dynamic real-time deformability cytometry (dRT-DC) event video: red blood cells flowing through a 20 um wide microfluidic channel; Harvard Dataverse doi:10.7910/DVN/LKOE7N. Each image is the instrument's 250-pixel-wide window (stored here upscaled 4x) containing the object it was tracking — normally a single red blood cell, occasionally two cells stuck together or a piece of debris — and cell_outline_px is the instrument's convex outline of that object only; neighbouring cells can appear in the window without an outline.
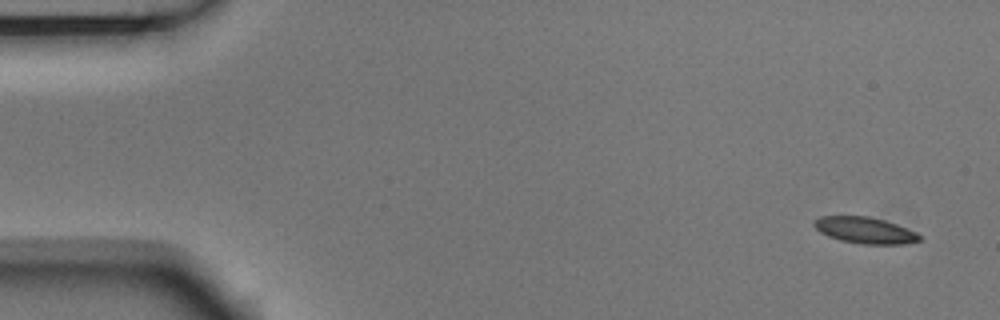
{"species": "Egyptian fruit bat (a non-hibernating species)", "species_latin": "Rousettus aegyptiacus", "temperature_condition": "room temperature", "stored_images_in_passage": 4, "camera_frame_rate_fps": 3000, "um_per_image_px": 0.085, "animal": {"sex": "male"}, "frame": {"image": 1, "passage_image": 1, "time_ms": 0.0, "image_size_px": [1000, 320], "cell_outline_px": [[920, 240], [900, 244], [860, 244], [840, 240], [828, 236], [820, 232], [812, 224], [812, 220], [820, 216], [868, 216], [884, 220], [896, 224], [916, 232], [920, 236]], "centroid_in_image_um": [73.46, 19.56], "position_along_channel_um": 11.5, "area_um2": 16.13}}
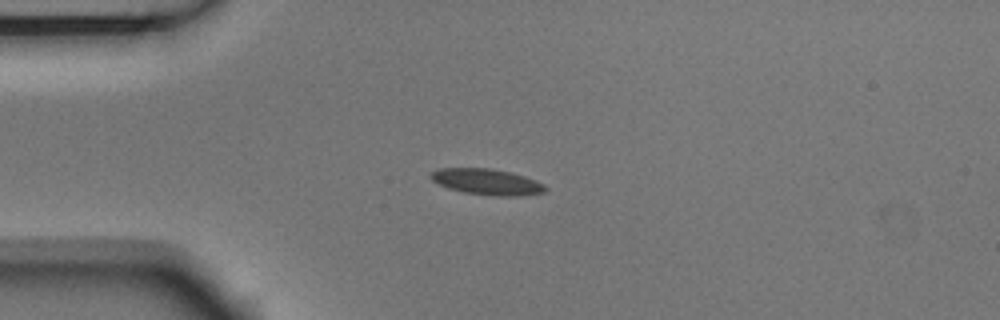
{"frame": {"image": 2, "passage_image": 4, "time_ms": 1.0, "image_size_px": [1000, 320], "cell_outline_px": [[548, 188], [544, 192], [516, 196], [496, 196], [464, 192], [448, 188], [432, 180], [428, 176], [432, 172], [440, 168], [492, 168], [524, 176], [536, 180], [544, 184]], "centroid_in_image_um": [41.39, 15.45], "position_along_channel_um": 43.6, "area_um2": 17.22}}